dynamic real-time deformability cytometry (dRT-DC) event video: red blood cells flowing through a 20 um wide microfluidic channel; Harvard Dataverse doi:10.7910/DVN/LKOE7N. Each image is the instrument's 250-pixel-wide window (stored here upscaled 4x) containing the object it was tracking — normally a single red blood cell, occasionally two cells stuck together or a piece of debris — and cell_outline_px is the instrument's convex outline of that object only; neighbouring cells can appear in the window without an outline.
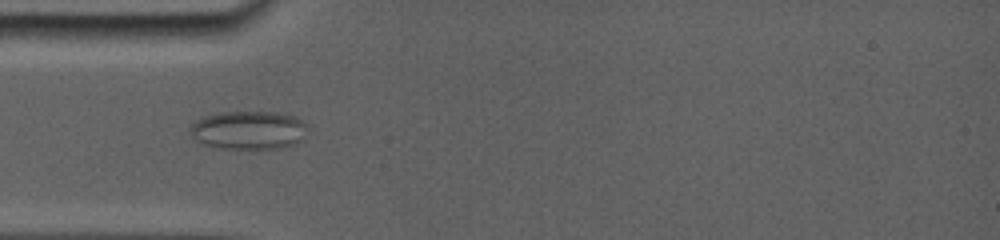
{"species": "common noctule bat (a hibernating species)", "species_latin": "Nyctalus noctula", "temperature_condition": "room temperature", "stored_images_in_passage": 35, "camera_frame_rate_fps": 5000, "um_per_image_px": 0.085, "animal": {"sex": "female", "body_mass_g": 19.0, "forearm_length_mm": 56.7}, "frame": {"image": 1, "passage_image": 1, "time_ms": 0.0, "image_size_px": [1000, 240], "cell_outline_px": [[300, 124], [292, 140], [288, 144], [264, 148], [232, 148], [208, 144], [200, 140], [192, 132], [192, 128], [204, 116], [228, 112], [272, 112], [292, 116], [300, 120]], "centroid_in_image_um": [20.98, 11.02], "position_along_channel_um": 64.0, "area_um2": 23.41}}
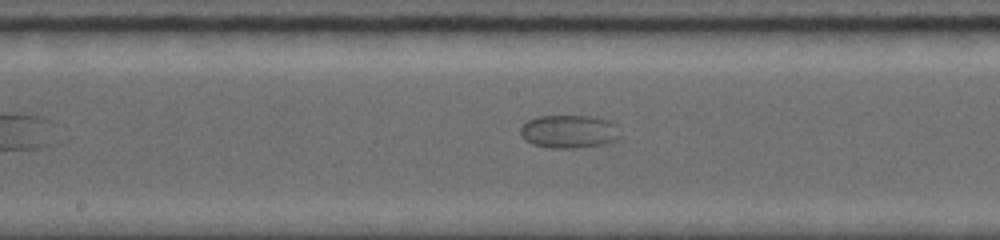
{"frame": {"image": 2, "passage_image": 13, "time_ms": 3.8, "image_size_px": [1000, 240], "cell_outline_px": [[616, 136], [612, 140], [600, 144], [572, 148], [552, 148], [532, 144], [520, 132], [520, 128], [528, 120], [540, 116], [588, 116], [608, 120], [612, 124]], "centroid_in_image_um": [48.25, 11.17], "position_along_channel_um": 199.9, "area_um2": 18.32}}
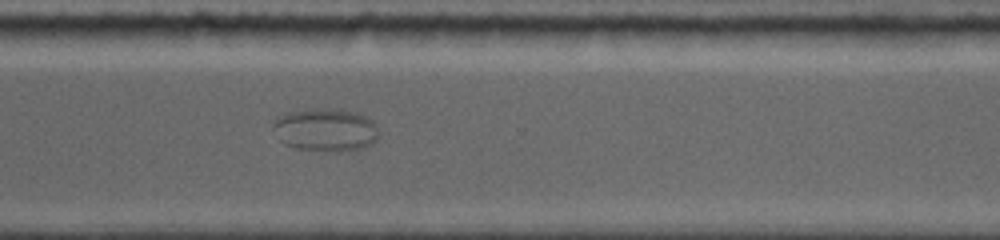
{"frame": {"image": 3, "passage_image": 27, "time_ms": 7.8, "image_size_px": [1000, 240], "cell_outline_px": [[376, 140], [372, 144], [364, 148], [340, 152], [300, 148], [284, 144], [280, 140], [272, 128], [272, 124], [276, 116], [288, 112], [312, 108], [320, 108], [356, 112], [372, 120], [376, 124]], "centroid_in_image_um": [27.64, 11.03], "position_along_channel_um": 343.0, "area_um2": 26.41}}